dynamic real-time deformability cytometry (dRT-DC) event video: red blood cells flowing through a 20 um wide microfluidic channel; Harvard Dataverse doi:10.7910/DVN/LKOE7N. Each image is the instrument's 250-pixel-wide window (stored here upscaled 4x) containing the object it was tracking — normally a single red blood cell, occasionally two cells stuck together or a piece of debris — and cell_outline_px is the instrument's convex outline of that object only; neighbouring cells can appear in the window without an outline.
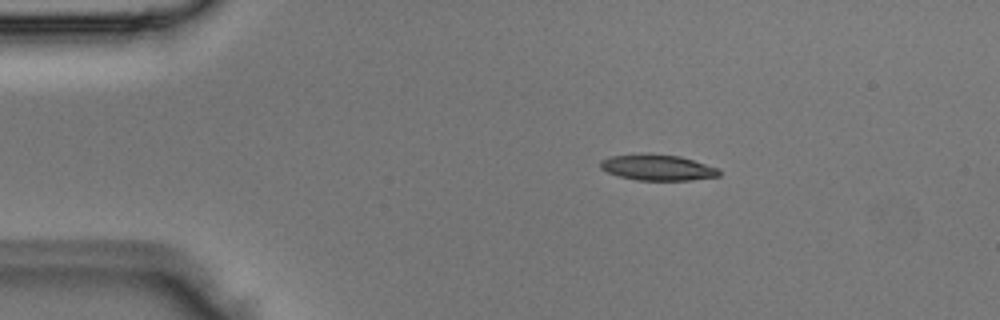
{"species": "Egyptian fruit bat (a non-hibernating species)", "species_latin": "Rousettus aegyptiacus", "temperature_condition": "room temperature", "stored_images_in_passage": 3, "camera_frame_rate_fps": 3000, "um_per_image_px": 0.085, "animal": {"sex": "male"}, "frame": {"image": 1, "passage_image": 2, "time_ms": 0.333, "image_size_px": [1000, 320], "cell_outline_px": [[720, 176], [692, 180], [636, 180], [616, 176], [600, 168], [600, 160], [612, 156], [640, 152], [680, 156], [720, 168]], "centroid_in_image_um": [55.88, 14.22], "position_along_channel_um": 29.1, "area_um2": 18.26}}